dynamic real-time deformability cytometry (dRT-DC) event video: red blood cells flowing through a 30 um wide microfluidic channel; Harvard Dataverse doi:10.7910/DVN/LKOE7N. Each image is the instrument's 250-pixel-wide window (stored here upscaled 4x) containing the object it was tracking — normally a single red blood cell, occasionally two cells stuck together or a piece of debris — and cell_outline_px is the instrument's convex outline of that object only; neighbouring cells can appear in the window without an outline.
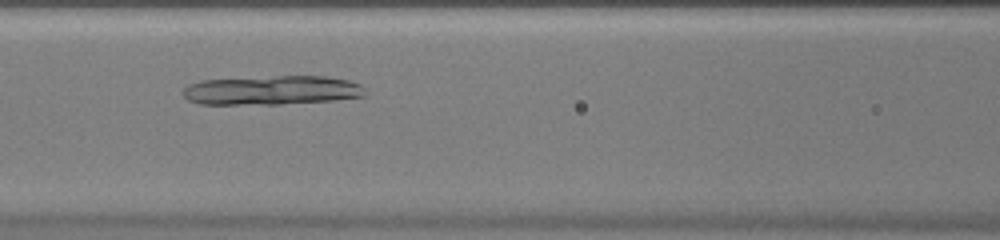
{"species": "common noctule bat (a hibernating species)", "species_latin": "Nyctalus noctula", "temperature_condition": "warm", "stored_images_in_passage": 38, "camera_frame_rate_fps": 3000, "um_per_image_px": 0.085, "animal": {"sex": "female", "body_mass_g": 20.0, "forearm_length_mm": 54.0}, "frame": {"image": 1, "passage_image": 12, "time_ms": 3.667, "image_size_px": [1000, 240], "cell_outline_px": [[368, 96], [332, 100], [280, 104], [200, 104], [188, 100], [184, 96], [184, 88], [188, 84], [200, 80], [276, 76], [324, 76], [348, 80], [360, 84], [368, 92]], "centroid_in_image_um": [23.14, 7.67], "position_along_channel_um": 143.5, "area_um2": 31.1}}
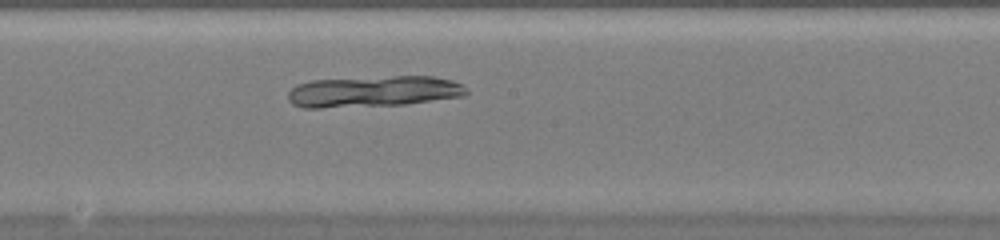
{"frame": {"image": 2, "passage_image": 17, "time_ms": 5.333, "image_size_px": [1000, 240], "cell_outline_px": [[468, 92], [464, 96], [404, 104], [320, 108], [304, 108], [292, 104], [288, 100], [288, 92], [296, 84], [312, 80], [392, 76], [432, 76], [452, 80], [464, 84]], "centroid_in_image_um": [31.74, 7.77], "position_along_channel_um": 216.5, "area_um2": 32.48}}
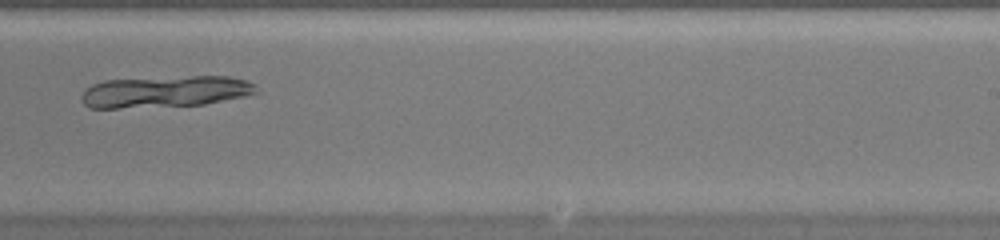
{"frame": {"image": 3, "passage_image": 21, "time_ms": 6.667, "image_size_px": [1000, 240], "cell_outline_px": [[260, 92], [248, 96], [204, 104], [116, 108], [88, 108], [80, 100], [80, 96], [92, 84], [104, 80], [192, 76], [228, 76], [244, 80], [256, 84], [260, 88]], "centroid_in_image_um": [14.09, 7.79], "position_along_channel_um": 274.9, "area_um2": 32.31}}